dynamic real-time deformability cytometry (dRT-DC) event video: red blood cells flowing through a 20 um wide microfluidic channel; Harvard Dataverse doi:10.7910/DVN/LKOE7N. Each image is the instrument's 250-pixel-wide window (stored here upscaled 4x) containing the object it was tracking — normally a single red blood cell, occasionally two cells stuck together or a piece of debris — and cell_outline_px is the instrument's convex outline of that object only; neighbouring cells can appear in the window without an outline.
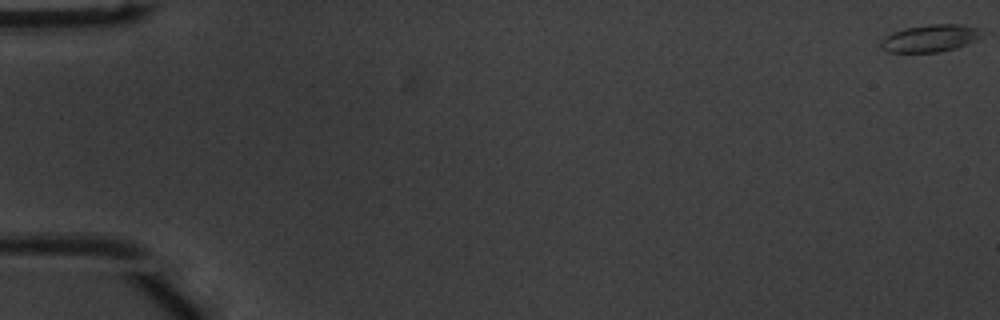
{"species": "common noctule bat (a hibernating species)", "species_latin": "Nyctalus noctula", "temperature_condition": "warm", "stored_images_in_passage": 54, "camera_frame_rate_fps": 3000, "um_per_image_px": 0.085, "animal": {"sex": "male", "body_mass_g": 20.1, "forearm_length_mm": 53.5}, "frame": {"image": 1, "passage_image": 1, "time_ms": 0.0, "image_size_px": [1000, 320], "cell_outline_px": [[984, 36], [976, 40], [956, 48], [936, 52], [888, 52], [880, 48], [880, 40], [892, 32], [904, 28], [928, 24], [960, 24], [984, 28]], "centroid_in_image_um": [79.11, 3.23], "position_along_channel_um": 5.9, "area_um2": 16.42}}
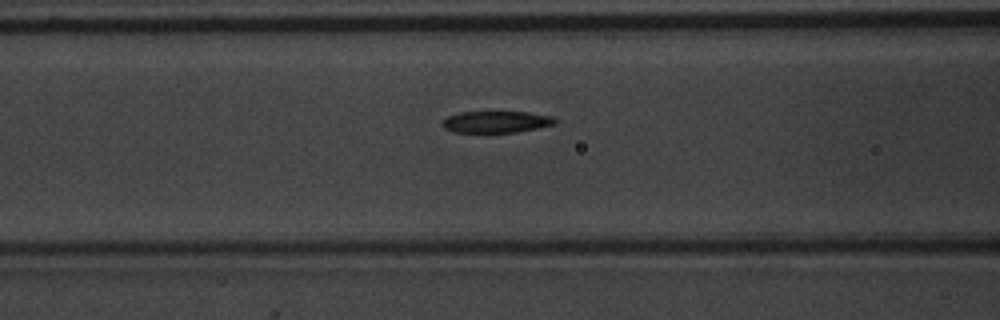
{"frame": {"image": 2, "passage_image": 23, "time_ms": 7.333, "image_size_px": [1000, 320], "cell_outline_px": [[556, 124], [516, 132], [452, 132], [444, 128], [440, 124], [448, 116], [460, 112], [528, 112], [552, 116], [556, 120]], "centroid_in_image_um": [42.16, 10.36], "position_along_channel_um": 124.4, "area_um2": 14.16}}
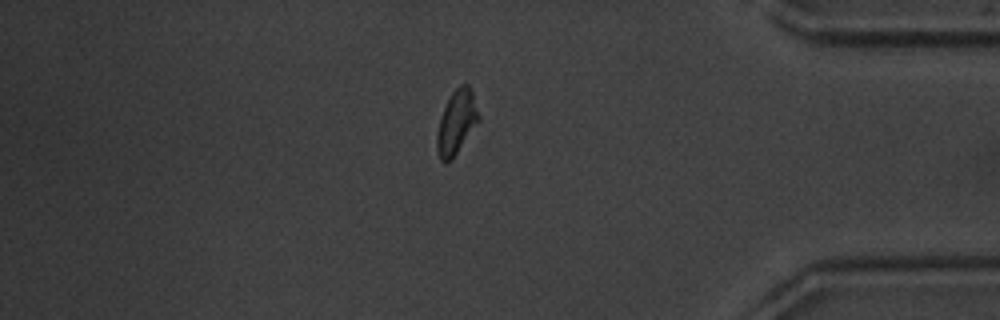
{"frame": {"image": 3, "passage_image": 46, "time_ms": 15.0, "image_size_px": [1000, 320], "cell_outline_px": [[480, 120], [452, 160], [444, 164], [440, 160], [436, 148], [436, 136], [440, 116], [452, 92], [460, 84], [468, 84], [472, 92], [480, 116]], "centroid_in_image_um": [38.79, 10.43], "position_along_channel_um": 396.4, "area_um2": 15.66}, "authors_computed_cell_mechanics": {"area_um2": 15.6927, "velocity_mm_per_s": 3.8994, "shape_relaxation_time_tau1_ms": 3.2619, "shape_relaxation_time_tau2_ms": 2.7164, "deformation_change_tau1": 0.1182, "deformation_change_tau2": 0.0801}}